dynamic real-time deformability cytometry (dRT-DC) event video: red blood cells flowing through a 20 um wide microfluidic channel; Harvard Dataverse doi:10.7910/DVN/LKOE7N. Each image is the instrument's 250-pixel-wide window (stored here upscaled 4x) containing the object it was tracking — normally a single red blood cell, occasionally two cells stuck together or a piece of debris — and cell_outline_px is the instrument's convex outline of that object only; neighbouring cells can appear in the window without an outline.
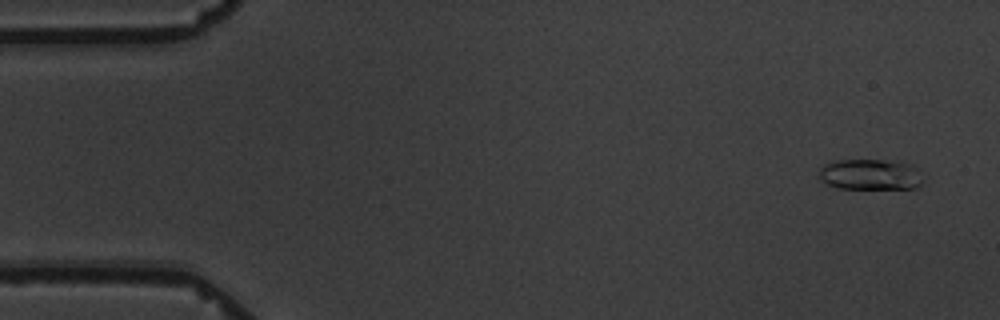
{"species": "common noctule bat (a hibernating species)", "species_latin": "Nyctalus noctula", "temperature_condition": "warm", "stored_images_in_passage": 4, "camera_frame_rate_fps": 3000, "um_per_image_px": 0.085, "animal": {"sex": "male", "body_mass_g": 19.5, "forearm_length_mm": 54.6}, "frame": {"image": 1, "passage_image": 1, "time_ms": 0.0, "image_size_px": [1000, 320], "cell_outline_px": [[924, 184], [916, 188], [836, 188], [820, 180], [820, 168], [824, 164], [832, 160], [884, 160], [912, 164], [920, 168], [924, 180]], "centroid_in_image_um": [74.04, 14.83], "position_along_channel_um": 11.0, "area_um2": 19.02}}